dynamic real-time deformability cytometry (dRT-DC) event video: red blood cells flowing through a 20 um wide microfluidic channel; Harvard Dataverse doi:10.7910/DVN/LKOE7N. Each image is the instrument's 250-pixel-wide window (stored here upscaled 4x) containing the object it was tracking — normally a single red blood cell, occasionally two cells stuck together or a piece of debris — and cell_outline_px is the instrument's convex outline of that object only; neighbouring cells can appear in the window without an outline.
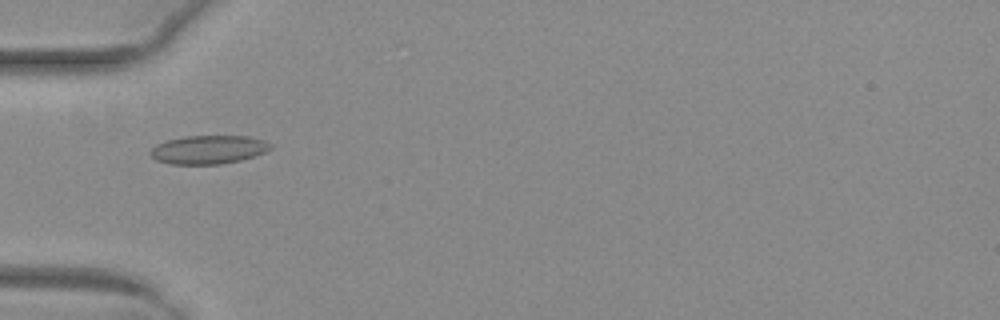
{"species": "common noctule bat (a hibernating species)", "species_latin": "Nyctalus noctula", "temperature_condition": "warm", "stored_images_in_passage": 46, "camera_frame_rate_fps": 3000, "um_per_image_px": 0.085, "animal": {"sex": "female", "body_mass_g": 29.2, "forearm_length_mm": 56.3}, "frame": {"image": 1, "passage_image": 12, "time_ms": 3.667, "image_size_px": [1000, 320], "cell_outline_px": [[272, 148], [256, 156], [240, 160], [220, 164], [172, 164], [156, 160], [148, 152], [156, 144], [168, 140], [184, 136], [248, 136], [264, 140], [272, 144]], "centroid_in_image_um": [17.73, 12.71], "position_along_channel_um": 67.3, "area_um2": 20.0}}
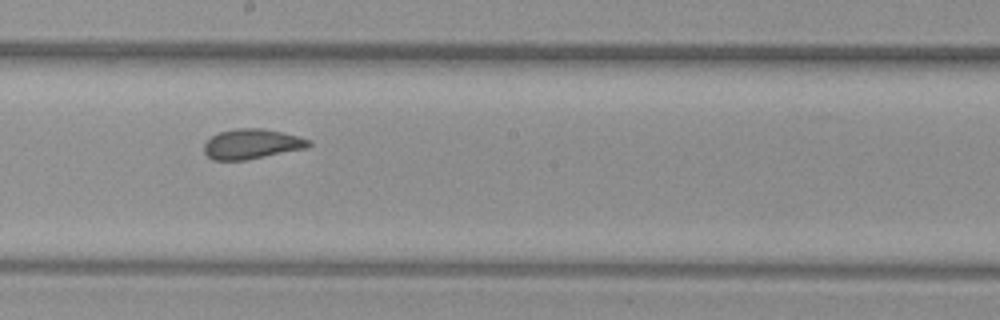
{"frame": {"image": 2, "passage_image": 24, "time_ms": 7.667, "image_size_px": [1000, 320], "cell_outline_px": [[312, 144], [308, 148], [244, 160], [212, 160], [204, 152], [204, 144], [212, 136], [220, 132], [236, 128], [264, 128], [300, 136], [312, 140]], "centroid_in_image_um": [21.45, 12.23], "position_along_channel_um": 226.8, "area_um2": 18.38}}
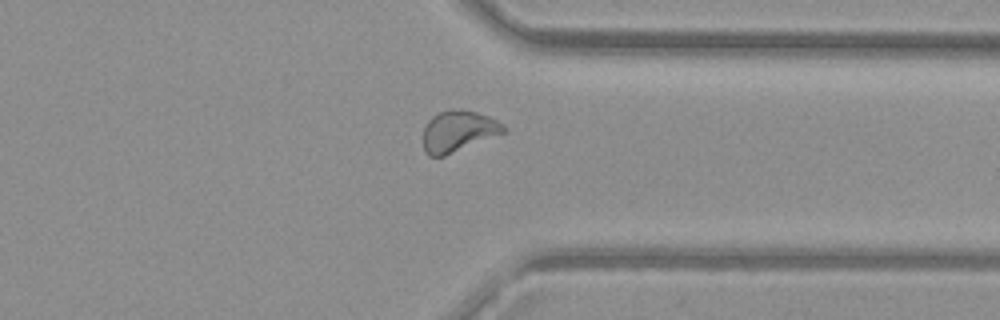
{"frame": {"image": 3, "passage_image": 35, "time_ms": 11.333, "image_size_px": [1000, 320], "cell_outline_px": [[508, 132], [444, 156], [428, 156], [424, 148], [424, 128], [428, 120], [432, 116], [440, 112], [452, 108], [476, 112], [488, 116], [504, 124], [508, 128]], "centroid_in_image_um": [39.0, 11.15], "position_along_channel_um": 372.4, "area_um2": 19.42}, "authors_computed_cell_mechanics": {"area_um2": 19.2185, "velocity_mm_per_s": 4.0136, "shape_relaxation_time_tau1_ms": 9.3898, "shape_relaxation_time_tau2_ms": 1.0561, "deformation_change_tau1": 0.1607, "deformation_change_tau2": 0.0571}}